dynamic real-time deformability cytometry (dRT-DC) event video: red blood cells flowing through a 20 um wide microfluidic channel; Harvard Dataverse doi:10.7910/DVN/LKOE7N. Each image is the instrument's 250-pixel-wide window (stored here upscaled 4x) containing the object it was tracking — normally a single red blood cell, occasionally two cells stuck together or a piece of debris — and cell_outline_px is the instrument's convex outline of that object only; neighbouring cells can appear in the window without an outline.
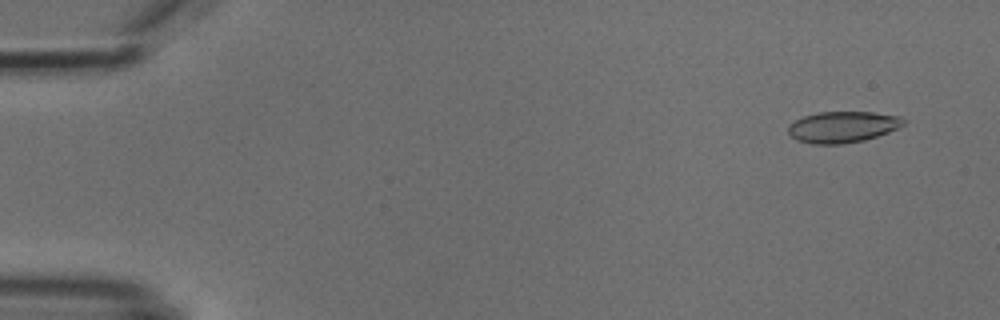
{"species": "common noctule bat (a hibernating species)", "species_latin": "Nyctalus noctula", "temperature_condition": "cold", "stored_images_in_passage": 5, "camera_frame_rate_fps": 3000, "um_per_image_px": 0.085, "animal": {"sex": "male", "body_mass_g": 18.8}, "frame": {"image": 1, "passage_image": 1, "time_ms": 0.0, "image_size_px": [1000, 320], "cell_outline_px": [[904, 124], [888, 132], [864, 140], [844, 144], [812, 144], [796, 140], [788, 132], [788, 124], [804, 116], [816, 112], [872, 112], [900, 116], [904, 120]], "centroid_in_image_um": [71.59, 10.79], "position_along_channel_um": 13.4, "area_um2": 20.92}}